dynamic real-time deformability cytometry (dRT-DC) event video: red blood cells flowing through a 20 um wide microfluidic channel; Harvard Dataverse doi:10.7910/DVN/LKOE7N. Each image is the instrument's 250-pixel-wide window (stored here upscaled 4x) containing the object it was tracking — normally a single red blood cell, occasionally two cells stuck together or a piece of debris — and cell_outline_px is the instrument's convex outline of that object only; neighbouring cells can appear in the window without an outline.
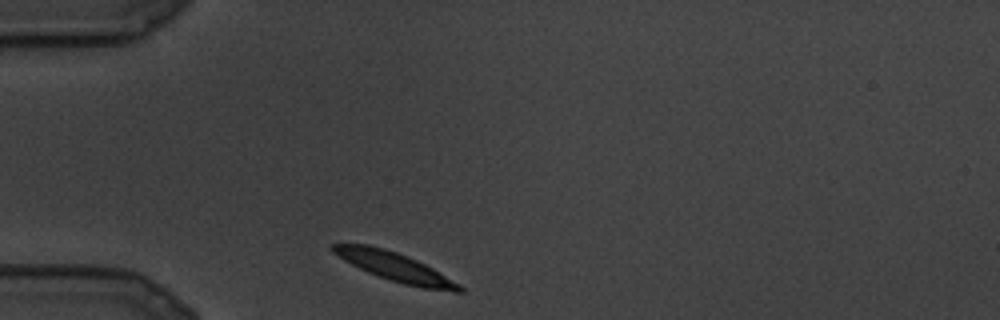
{"species": "common noctule bat (a hibernating species)", "species_latin": "Nyctalus noctula", "temperature_condition": "cold", "stored_images_in_passage": 5, "camera_frame_rate_fps": 3000, "um_per_image_px": 0.085, "animal": {"sex": "male", "body_mass_g": 19.5, "forearm_length_mm": 54.6}, "frame": {"image": 1, "passage_image": 1, "time_ms": 0.0, "image_size_px": [1000, 320], "cell_outline_px": [[464, 292], [456, 292], [420, 288], [404, 284], [368, 272], [344, 260], [332, 252], [328, 248], [332, 244], [368, 244], [384, 248], [396, 252], [416, 260], [432, 268], [460, 284], [464, 288]], "centroid_in_image_um": [33.57, 22.68], "position_along_channel_um": 51.4, "area_um2": 20.92}}
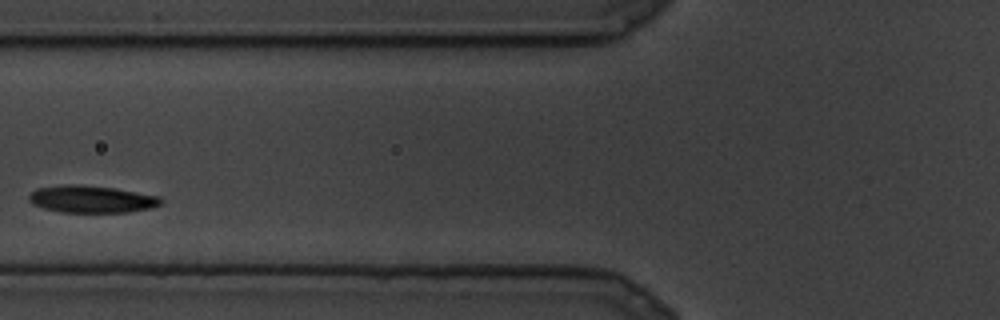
{"frame": {"image": 2, "passage_image": 4, "time_ms": 1.0, "image_size_px": [1000, 320], "cell_outline_px": [[164, 200], [160, 204], [152, 208], [128, 212], [60, 212], [44, 208], [32, 204], [28, 200], [28, 196], [36, 188], [64, 184], [80, 184], [112, 188], [160, 196]], "centroid_in_image_um": [7.77, 16.92], "position_along_channel_um": 118.0, "area_um2": 20.98}}